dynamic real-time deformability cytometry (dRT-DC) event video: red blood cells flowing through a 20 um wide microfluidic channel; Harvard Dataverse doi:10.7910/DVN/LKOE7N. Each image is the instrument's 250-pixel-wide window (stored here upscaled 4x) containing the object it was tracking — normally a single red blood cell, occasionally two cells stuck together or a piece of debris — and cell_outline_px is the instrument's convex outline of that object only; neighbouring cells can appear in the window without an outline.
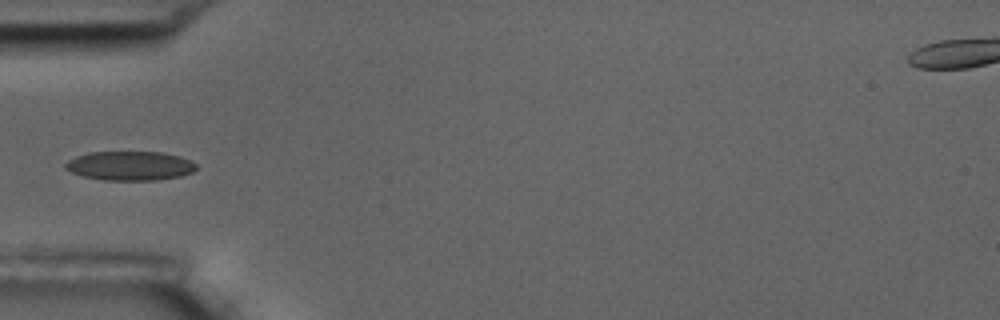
{"species": "common noctule bat (a hibernating species)", "species_latin": "Nyctalus noctula", "temperature_condition": "room temperature", "stored_images_in_passage": 9, "camera_frame_rate_fps": 3000, "um_per_image_px": 0.085, "animal": {"sex": "male", "body_mass_g": 17.5, "forearm_length_mm": 52.3}, "frame": {"image": 1, "passage_image": 4, "time_ms": 3.667, "image_size_px": [1000, 320], "cell_outline_px": [[196, 168], [192, 172], [180, 176], [156, 180], [104, 180], [84, 176], [72, 172], [64, 168], [64, 164], [68, 160], [76, 156], [92, 152], [160, 152], [180, 156], [192, 160], [196, 164]], "centroid_in_image_um": [11.06, 14.09], "position_along_channel_um": 73.9, "area_um2": 22.2}}
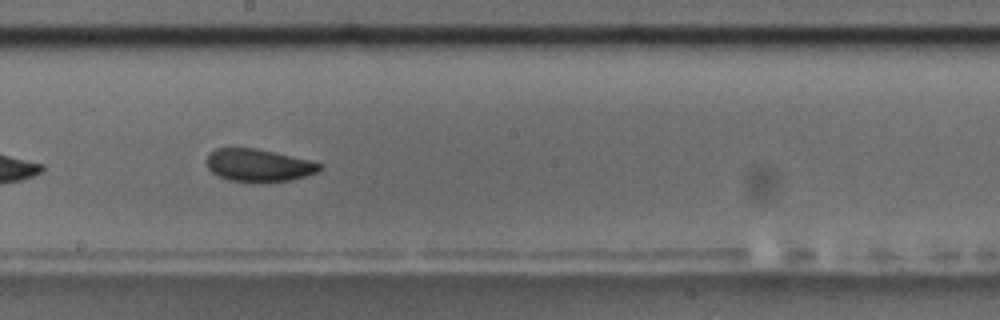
{"frame": {"image": 2, "passage_image": 8, "time_ms": 8.0, "image_size_px": [1000, 320], "cell_outline_px": [[324, 168], [316, 172], [292, 180], [228, 180], [212, 172], [208, 168], [208, 152], [216, 148], [256, 148], [308, 160], [324, 164]], "centroid_in_image_um": [21.99, 14.01], "position_along_channel_um": 226.2, "area_um2": 20.81}}
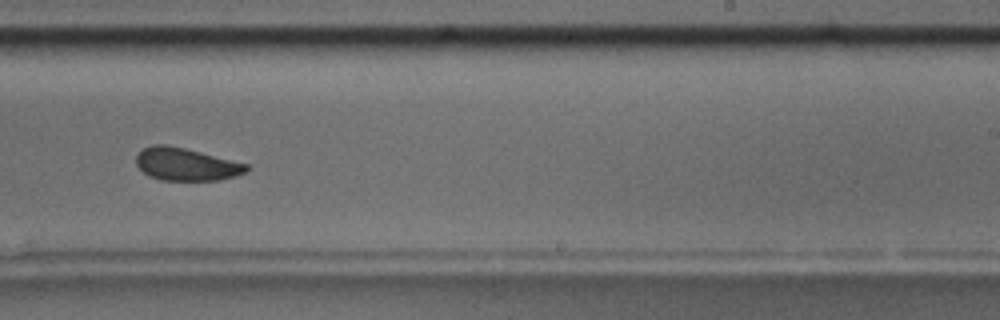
{"frame": {"image": 3, "passage_image": 9, "time_ms": 9.333, "image_size_px": [1000, 320], "cell_outline_px": [[248, 172], [236, 176], [220, 180], [160, 180], [148, 176], [136, 164], [136, 156], [144, 148], [152, 144], [168, 144], [248, 164]], "centroid_in_image_um": [15.82, 13.97], "position_along_channel_um": 273.2, "area_um2": 20.98}}